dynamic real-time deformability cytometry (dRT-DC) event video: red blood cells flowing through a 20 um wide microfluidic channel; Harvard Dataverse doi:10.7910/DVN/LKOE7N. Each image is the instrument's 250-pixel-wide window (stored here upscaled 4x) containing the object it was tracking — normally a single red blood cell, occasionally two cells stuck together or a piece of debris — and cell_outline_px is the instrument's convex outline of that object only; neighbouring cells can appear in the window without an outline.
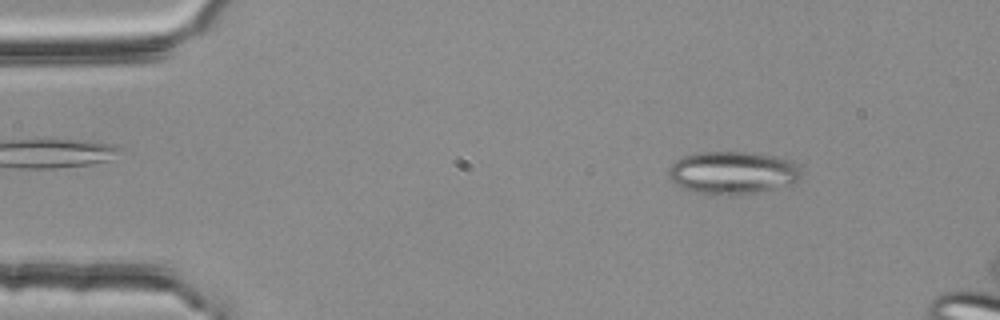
{"species": "common noctule bat (a hibernating species)", "species_latin": "Nyctalus noctula", "temperature_condition": "room temperature", "stored_images_in_passage": 16, "camera_frame_rate_fps": 3000, "um_per_image_px": 0.085, "animal": {"sex": "female", "body_mass_g": 25.1}, "frame": {"image": 1, "passage_image": 7, "time_ms": 2.0, "image_size_px": [1000, 320], "cell_outline_px": [[800, 176], [796, 184], [740, 196], [728, 196], [692, 192], [676, 184], [668, 176], [668, 168], [676, 160], [684, 156], [700, 152], [744, 152], [772, 156], [788, 160], [796, 164], [800, 172]], "centroid_in_image_um": [62.26, 14.71], "position_along_channel_um": 22.7, "area_um2": 33.29}}